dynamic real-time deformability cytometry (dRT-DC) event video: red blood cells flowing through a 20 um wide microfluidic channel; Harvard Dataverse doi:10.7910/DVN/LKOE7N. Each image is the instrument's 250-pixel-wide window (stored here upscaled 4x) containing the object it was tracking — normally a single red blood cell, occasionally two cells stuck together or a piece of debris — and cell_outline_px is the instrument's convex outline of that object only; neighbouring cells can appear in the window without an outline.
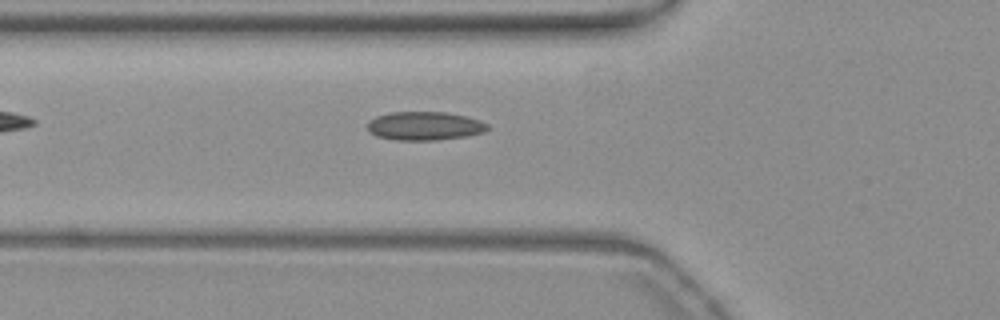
{"species": "common noctule bat (a hibernating species)", "species_latin": "Nyctalus noctula", "temperature_condition": "warm", "stored_images_in_passage": 32, "camera_frame_rate_fps": 3000, "um_per_image_px": 0.085, "animal": {"sex": "female", "body_mass_g": 19.3, "forearm_length_mm": 54.1}, "frame": {"image": 1, "passage_image": 3, "time_ms": 0.667, "image_size_px": [1000, 320], "cell_outline_px": [[488, 128], [484, 132], [464, 136], [436, 140], [396, 140], [376, 136], [368, 132], [368, 120], [376, 116], [388, 112], [448, 112], [480, 120], [488, 124]], "centroid_in_image_um": [36.05, 10.7], "position_along_channel_um": 89.8, "area_um2": 20.06}}
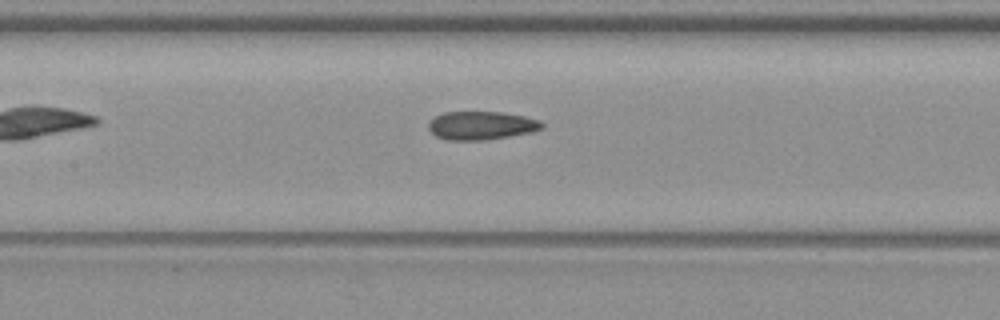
{"frame": {"image": 2, "passage_image": 9, "time_ms": 2.667, "image_size_px": [1000, 320], "cell_outline_px": [[544, 128], [532, 132], [484, 140], [448, 140], [436, 136], [428, 128], [428, 124], [436, 116], [444, 112], [500, 112], [524, 116], [540, 120], [544, 124]], "centroid_in_image_um": [40.94, 10.67], "position_along_channel_um": 166.5, "area_um2": 18.67}}
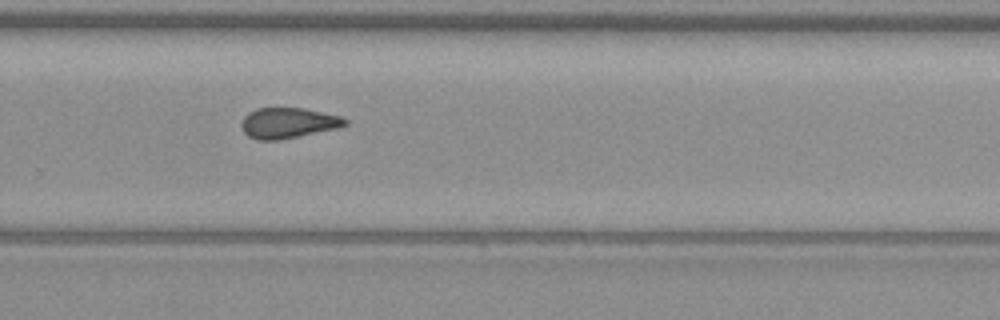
{"frame": {"image": 3, "passage_image": 20, "time_ms": 6.333, "image_size_px": [1000, 320], "cell_outline_px": [[348, 124], [340, 128], [276, 140], [256, 140], [248, 136], [244, 132], [240, 124], [244, 116], [248, 112], [256, 108], [304, 108], [340, 116], [348, 120]], "centroid_in_image_um": [24.48, 10.45], "position_along_channel_um": 305.3, "area_um2": 18.5}}